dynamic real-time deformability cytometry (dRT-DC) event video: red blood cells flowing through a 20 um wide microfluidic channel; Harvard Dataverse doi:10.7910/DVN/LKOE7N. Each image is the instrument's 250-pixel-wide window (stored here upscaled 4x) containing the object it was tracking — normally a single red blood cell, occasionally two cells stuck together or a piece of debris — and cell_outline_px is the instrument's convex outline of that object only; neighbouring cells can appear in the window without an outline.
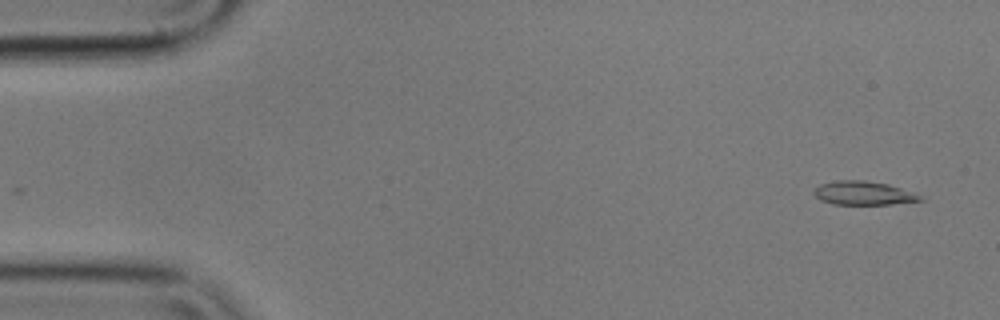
{"species": "common noctule bat (a hibernating species)", "species_latin": "Nyctalus noctula", "temperature_condition": "cold", "stored_images_in_passage": 25, "camera_frame_rate_fps": 3000, "um_per_image_px": 0.085, "animal": {"sex": "male", "body_mass_g": 17.9}, "frame": {"image": 1, "passage_image": 1, "time_ms": 0.0, "image_size_px": [1000, 320], "cell_outline_px": [[924, 200], [888, 204], [832, 204], [820, 200], [812, 192], [820, 184], [840, 180], [864, 180], [888, 184], [900, 188], [920, 196]], "centroid_in_image_um": [73.33, 16.41], "position_along_channel_um": 11.7, "area_um2": 14.39}}
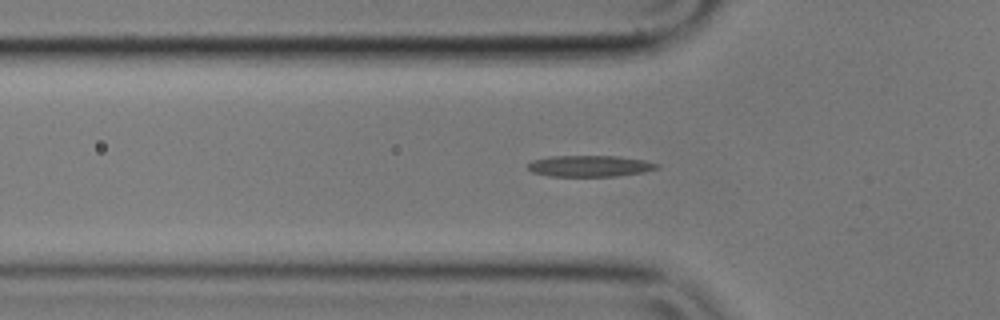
{"frame": {"image": 2, "passage_image": 16, "time_ms": 5.0, "image_size_px": [1000, 320], "cell_outline_px": [[660, 168], [644, 172], [616, 176], [548, 176], [532, 172], [528, 168], [528, 164], [532, 160], [552, 156], [616, 156], [644, 160], [660, 164]], "centroid_in_image_um": [50.15, 14.11], "position_along_channel_um": 75.6, "area_um2": 16.01}}
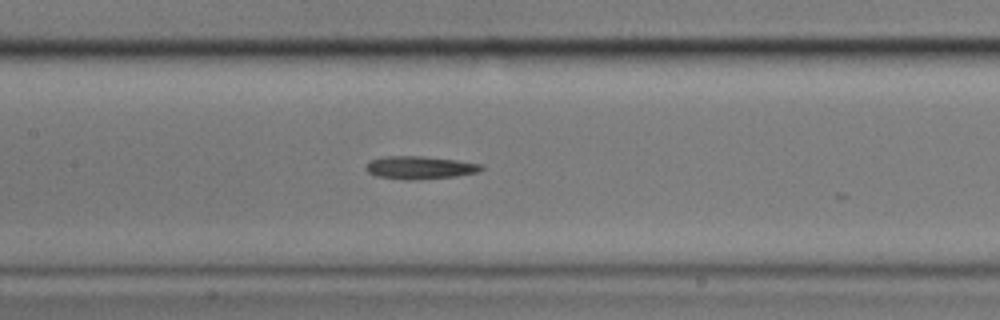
{"frame": {"image": 3, "passage_image": 24, "time_ms": 7.667, "image_size_px": [1000, 320], "cell_outline_px": [[484, 168], [476, 172], [456, 176], [416, 180], [404, 180], [376, 176], [368, 172], [364, 168], [372, 160], [384, 156], [424, 156], [456, 160], [484, 164]], "centroid_in_image_um": [35.69, 14.25], "position_along_channel_um": 171.7, "area_um2": 15.43}}